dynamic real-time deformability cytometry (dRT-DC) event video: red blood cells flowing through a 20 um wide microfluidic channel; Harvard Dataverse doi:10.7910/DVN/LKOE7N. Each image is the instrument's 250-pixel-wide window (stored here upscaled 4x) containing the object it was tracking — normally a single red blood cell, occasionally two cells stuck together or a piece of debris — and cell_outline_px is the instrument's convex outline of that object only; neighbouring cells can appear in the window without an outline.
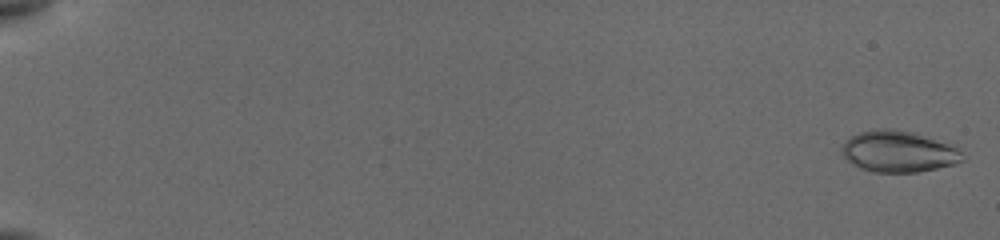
{"species": "common noctule bat (a hibernating species)", "species_latin": "Nyctalus noctula", "temperature_condition": "cold", "stored_images_in_passage": 17, "camera_frame_rate_fps": 3000, "um_per_image_px": 0.085, "animal": {"sex": "female", "body_mass_g": 19.5, "forearm_length_mm": 54.1}, "frame": {"image": 1, "passage_image": 1, "time_ms": 0.0, "image_size_px": [1000, 240], "cell_outline_px": [[964, 160], [956, 164], [916, 172], [872, 172], [860, 168], [852, 164], [840, 156], [840, 148], [844, 140], [860, 132], [884, 128], [892, 128], [912, 132], [956, 148], [960, 152]], "centroid_in_image_um": [76.26, 12.89], "position_along_channel_um": 8.7, "area_um2": 28.84}}
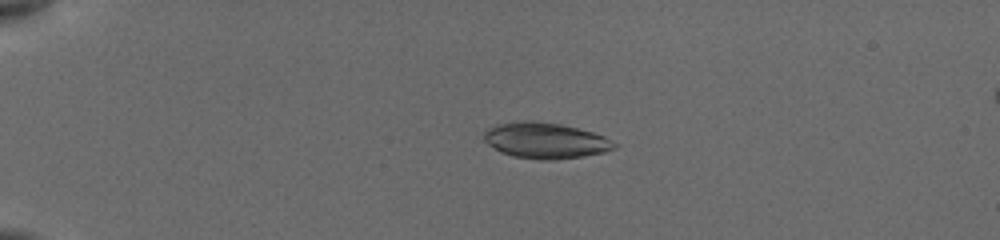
{"frame": {"image": 2, "passage_image": 13, "time_ms": 4.333, "image_size_px": [1000, 240], "cell_outline_px": [[616, 148], [604, 152], [584, 156], [556, 160], [540, 160], [512, 156], [500, 152], [488, 144], [484, 140], [484, 132], [488, 128], [496, 124], [520, 120], [532, 120], [560, 124], [592, 132], [604, 136], [616, 144]], "centroid_in_image_um": [46.33, 11.95], "position_along_channel_um": 38.7, "area_um2": 27.34}}
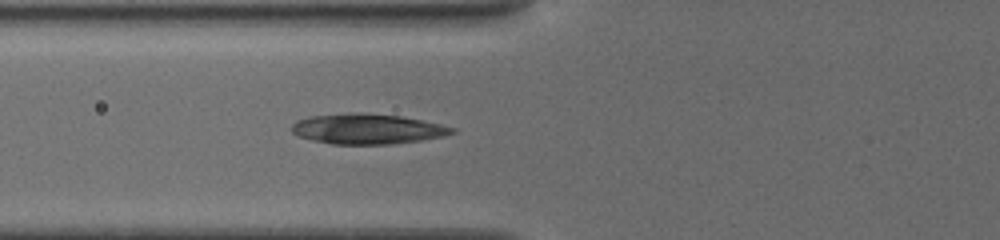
{"frame": {"image": 3, "passage_image": 17, "time_ms": 7.333, "image_size_px": [1000, 240], "cell_outline_px": [[456, 132], [444, 136], [420, 140], [388, 144], [332, 144], [312, 140], [296, 136], [288, 128], [296, 120], [312, 116], [356, 112], [360, 112], [400, 116], [440, 124], [456, 128]], "centroid_in_image_um": [31.17, 10.96], "position_along_channel_um": 94.6, "area_um2": 28.26}}